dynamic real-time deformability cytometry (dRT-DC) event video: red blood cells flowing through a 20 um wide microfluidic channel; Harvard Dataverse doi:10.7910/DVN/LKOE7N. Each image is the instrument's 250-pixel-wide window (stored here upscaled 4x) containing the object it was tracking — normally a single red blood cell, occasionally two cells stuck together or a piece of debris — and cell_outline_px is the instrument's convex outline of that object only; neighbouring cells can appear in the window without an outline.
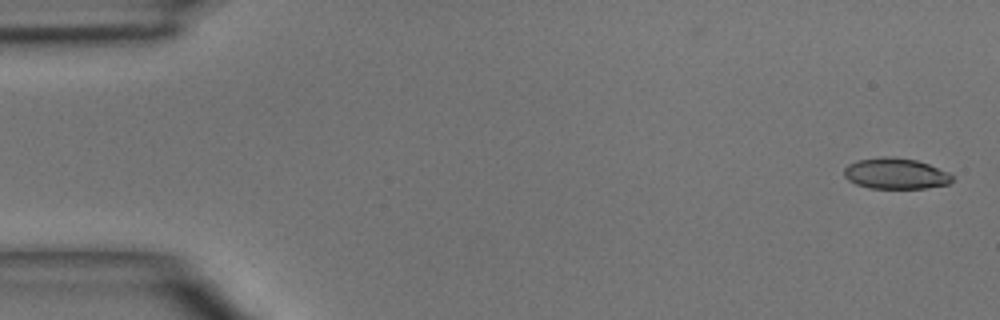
{"species": "common noctule bat (a hibernating species)", "species_latin": "Nyctalus noctula", "temperature_condition": "room temperature", "stored_images_in_passage": 5, "camera_frame_rate_fps": 3000, "um_per_image_px": 0.085, "animal": {"sex": "male", "body_mass_g": 15.6}, "frame": {"image": 1, "passage_image": 1, "time_ms": 0.0, "image_size_px": [1000, 320], "cell_outline_px": [[952, 180], [948, 184], [924, 188], [868, 188], [856, 184], [848, 180], [844, 176], [844, 168], [848, 164], [856, 160], [884, 156], [892, 156], [916, 160], [928, 164], [948, 172], [952, 176]], "centroid_in_image_um": [76.09, 14.74], "position_along_channel_um": 8.9, "area_um2": 19.48}}
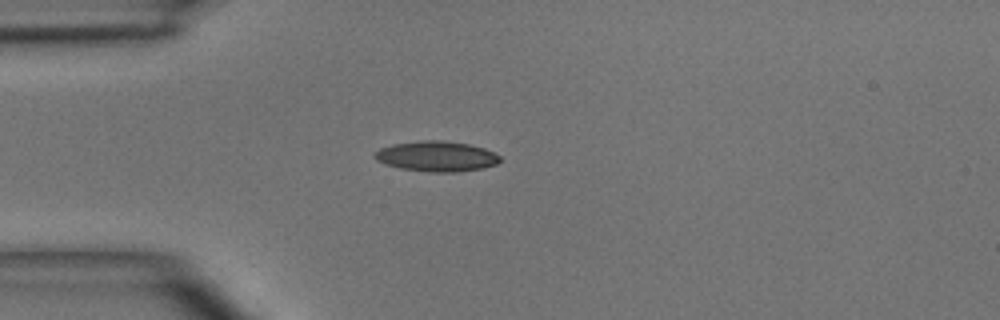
{"frame": {"image": 2, "passage_image": 4, "time_ms": 3.667, "image_size_px": [1000, 320], "cell_outline_px": [[500, 160], [496, 164], [480, 168], [456, 172], [432, 172], [400, 168], [376, 160], [372, 156], [380, 148], [392, 144], [420, 140], [440, 140], [468, 144], [484, 148], [500, 156]], "centroid_in_image_um": [37.08, 13.28], "position_along_channel_um": 47.9, "area_um2": 21.91}}